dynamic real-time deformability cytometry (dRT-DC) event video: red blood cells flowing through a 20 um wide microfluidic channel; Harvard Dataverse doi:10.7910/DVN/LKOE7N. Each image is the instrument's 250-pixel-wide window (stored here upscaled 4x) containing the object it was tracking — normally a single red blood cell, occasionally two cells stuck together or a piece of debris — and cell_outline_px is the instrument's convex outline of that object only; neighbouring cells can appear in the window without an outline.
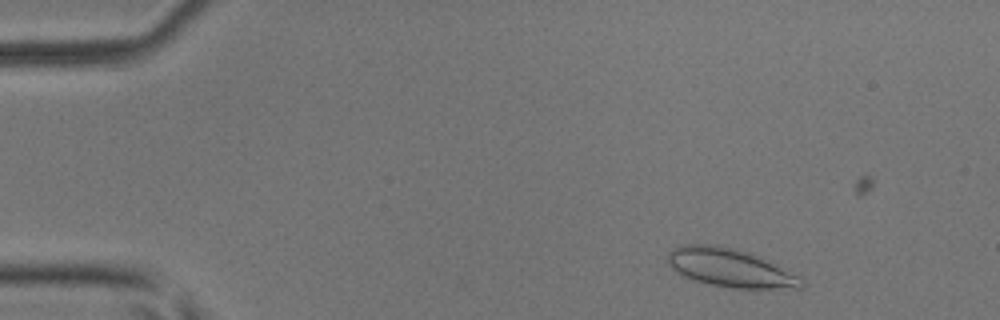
{"species": "common noctule bat (a hibernating species)", "species_latin": "Nyctalus noctula", "temperature_condition": "room temperature", "stored_images_in_passage": 49, "camera_frame_rate_fps": 3000, "um_per_image_px": 0.085, "animal": {"sex": "male", "body_mass_g": 17.9, "forearm_length_mm": 54.2}, "frame": {"image": 1, "passage_image": 6, "time_ms": 1.667, "image_size_px": [1000, 320], "cell_outline_px": [[808, 284], [800, 288], [732, 288], [712, 284], [696, 280], [684, 276], [676, 272], [668, 264], [668, 256], [672, 248], [680, 244], [720, 244], [736, 248], [760, 256], [804, 276]], "centroid_in_image_um": [62.16, 22.75], "position_along_channel_um": 22.8, "area_um2": 30.58}}
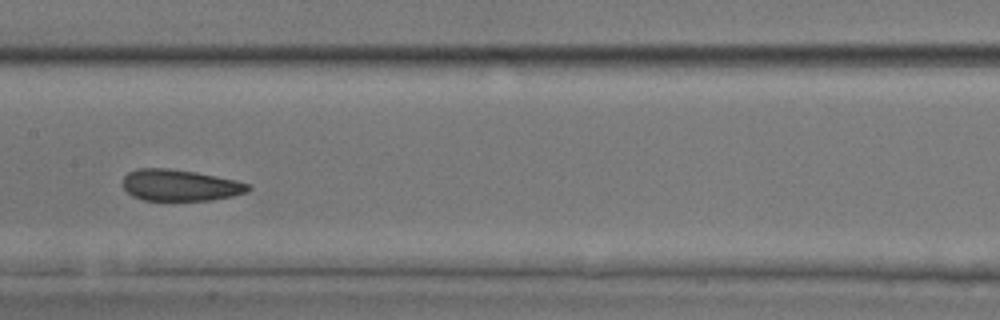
{"frame": {"image": 2, "passage_image": 25, "time_ms": 8.0, "image_size_px": [1000, 320], "cell_outline_px": [[252, 188], [248, 192], [232, 196], [212, 200], [144, 200], [132, 196], [124, 188], [124, 176], [128, 172], [136, 168], [168, 168], [196, 172], [236, 180], [252, 184]], "centroid_in_image_um": [15.34, 15.74], "position_along_channel_um": 192.1, "area_um2": 23.06}}
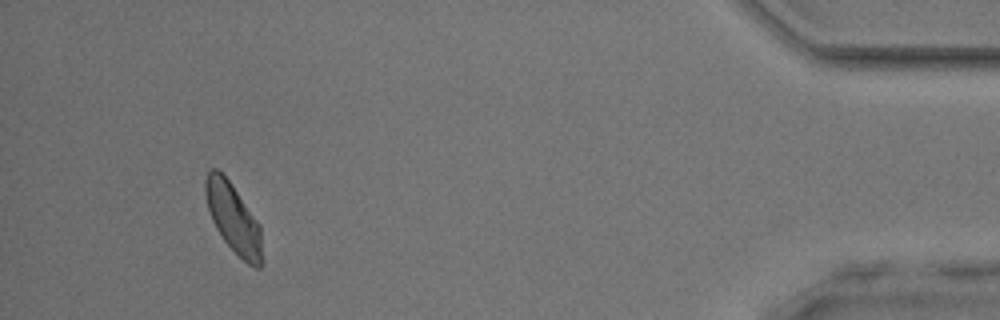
{"frame": {"image": 3, "passage_image": 46, "time_ms": 15.0, "image_size_px": [1000, 320], "cell_outline_px": [[264, 260], [260, 268], [256, 268], [248, 264], [224, 240], [216, 228], [212, 220], [208, 208], [204, 192], [204, 180], [208, 172], [212, 168], [216, 168], [228, 180], [260, 224]], "centroid_in_image_um": [19.86, 18.58], "position_along_channel_um": 415.3, "area_um2": 22.77}, "authors_computed_cell_mechanics": {"area_um2": 23.5824, "velocity_mm_per_s": 4.1224, "shape_relaxation_time_tau1_ms": 3.5783, "shape_relaxation_time_tau2_ms": 1.8415, "deformation_change_tau1": 0.0964, "deformation_change_tau2": 0.0872}}